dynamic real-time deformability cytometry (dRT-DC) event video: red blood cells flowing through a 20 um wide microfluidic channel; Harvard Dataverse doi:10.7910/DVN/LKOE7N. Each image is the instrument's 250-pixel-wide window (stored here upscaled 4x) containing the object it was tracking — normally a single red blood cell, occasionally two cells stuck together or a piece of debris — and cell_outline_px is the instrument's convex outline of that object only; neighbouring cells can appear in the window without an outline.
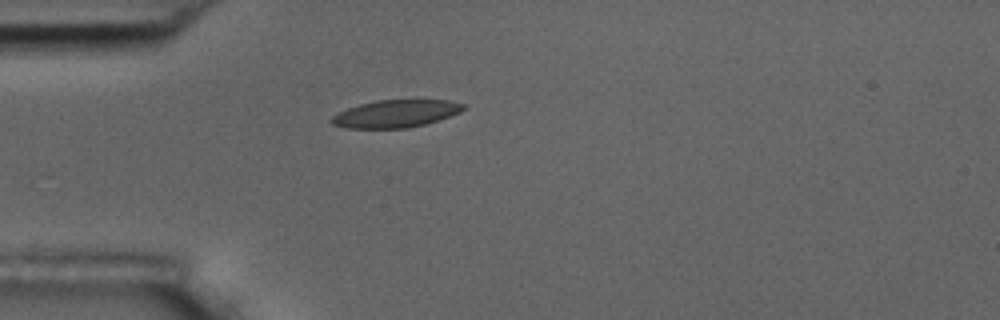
{"species": "common noctule bat (a hibernating species)", "species_latin": "Nyctalus noctula", "temperature_condition": "room temperature", "stored_images_in_passage": 2, "camera_frame_rate_fps": 3000, "um_per_image_px": 0.085, "animal": {"sex": "male", "body_mass_g": 17.5, "forearm_length_mm": 52.3}, "frame": {"image": 1, "passage_image": 1, "time_ms": 0.0, "image_size_px": [1000, 320], "cell_outline_px": [[468, 108], [460, 112], [424, 124], [408, 128], [344, 128], [332, 124], [328, 120], [332, 116], [348, 108], [360, 104], [376, 100], [448, 100], [464, 104]], "centroid_in_image_um": [33.62, 9.66], "position_along_channel_um": 51.4, "area_um2": 21.04}}